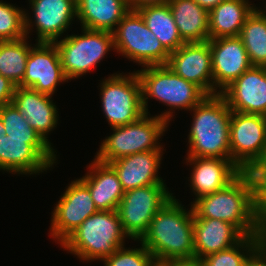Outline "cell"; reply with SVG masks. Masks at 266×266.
<instances>
[{
	"label": "cell",
	"mask_w": 266,
	"mask_h": 266,
	"mask_svg": "<svg viewBox=\"0 0 266 266\" xmlns=\"http://www.w3.org/2000/svg\"><path fill=\"white\" fill-rule=\"evenodd\" d=\"M173 196L155 214L148 230L138 240L148 249L156 263L195 260L193 210Z\"/></svg>",
	"instance_id": "cell-1"
},
{
	"label": "cell",
	"mask_w": 266,
	"mask_h": 266,
	"mask_svg": "<svg viewBox=\"0 0 266 266\" xmlns=\"http://www.w3.org/2000/svg\"><path fill=\"white\" fill-rule=\"evenodd\" d=\"M187 157L231 159L232 111L221 94L207 95L192 110Z\"/></svg>",
	"instance_id": "cell-2"
},
{
	"label": "cell",
	"mask_w": 266,
	"mask_h": 266,
	"mask_svg": "<svg viewBox=\"0 0 266 266\" xmlns=\"http://www.w3.org/2000/svg\"><path fill=\"white\" fill-rule=\"evenodd\" d=\"M193 218H212L234 225L244 236H255L257 209L252 185L242 171L225 188L191 202Z\"/></svg>",
	"instance_id": "cell-3"
},
{
	"label": "cell",
	"mask_w": 266,
	"mask_h": 266,
	"mask_svg": "<svg viewBox=\"0 0 266 266\" xmlns=\"http://www.w3.org/2000/svg\"><path fill=\"white\" fill-rule=\"evenodd\" d=\"M136 73L141 83L144 112L150 113L148 99H156L170 107L169 111L156 115L168 124L175 116L174 109L190 111L207 96L199 86L177 75L168 65L147 66L137 70Z\"/></svg>",
	"instance_id": "cell-4"
},
{
	"label": "cell",
	"mask_w": 266,
	"mask_h": 266,
	"mask_svg": "<svg viewBox=\"0 0 266 266\" xmlns=\"http://www.w3.org/2000/svg\"><path fill=\"white\" fill-rule=\"evenodd\" d=\"M130 238L123 231L117 210L98 211L86 218L61 244L84 261H103Z\"/></svg>",
	"instance_id": "cell-5"
},
{
	"label": "cell",
	"mask_w": 266,
	"mask_h": 266,
	"mask_svg": "<svg viewBox=\"0 0 266 266\" xmlns=\"http://www.w3.org/2000/svg\"><path fill=\"white\" fill-rule=\"evenodd\" d=\"M169 124L159 116L145 113L135 122L113 127V133L103 139L94 156L97 160L109 163L135 153L164 150L159 142Z\"/></svg>",
	"instance_id": "cell-6"
},
{
	"label": "cell",
	"mask_w": 266,
	"mask_h": 266,
	"mask_svg": "<svg viewBox=\"0 0 266 266\" xmlns=\"http://www.w3.org/2000/svg\"><path fill=\"white\" fill-rule=\"evenodd\" d=\"M112 33L114 50L142 68L167 65L170 53L148 29L137 10H130Z\"/></svg>",
	"instance_id": "cell-7"
},
{
	"label": "cell",
	"mask_w": 266,
	"mask_h": 266,
	"mask_svg": "<svg viewBox=\"0 0 266 266\" xmlns=\"http://www.w3.org/2000/svg\"><path fill=\"white\" fill-rule=\"evenodd\" d=\"M82 34L67 35L55 41L63 72L68 80L79 78L97 67L114 50L113 33L81 28Z\"/></svg>",
	"instance_id": "cell-8"
},
{
	"label": "cell",
	"mask_w": 266,
	"mask_h": 266,
	"mask_svg": "<svg viewBox=\"0 0 266 266\" xmlns=\"http://www.w3.org/2000/svg\"><path fill=\"white\" fill-rule=\"evenodd\" d=\"M100 87L102 111L111 128L135 122L145 114L136 71L110 74L103 79Z\"/></svg>",
	"instance_id": "cell-9"
},
{
	"label": "cell",
	"mask_w": 266,
	"mask_h": 266,
	"mask_svg": "<svg viewBox=\"0 0 266 266\" xmlns=\"http://www.w3.org/2000/svg\"><path fill=\"white\" fill-rule=\"evenodd\" d=\"M166 184H152L124 193L117 212L123 231L138 241L148 230L155 214L173 197Z\"/></svg>",
	"instance_id": "cell-10"
},
{
	"label": "cell",
	"mask_w": 266,
	"mask_h": 266,
	"mask_svg": "<svg viewBox=\"0 0 266 266\" xmlns=\"http://www.w3.org/2000/svg\"><path fill=\"white\" fill-rule=\"evenodd\" d=\"M55 152L44 139H17L6 135L0 139V171L39 175L57 163Z\"/></svg>",
	"instance_id": "cell-11"
},
{
	"label": "cell",
	"mask_w": 266,
	"mask_h": 266,
	"mask_svg": "<svg viewBox=\"0 0 266 266\" xmlns=\"http://www.w3.org/2000/svg\"><path fill=\"white\" fill-rule=\"evenodd\" d=\"M55 205L49 233L58 244H61L86 218L98 212L88 186L81 179L71 181Z\"/></svg>",
	"instance_id": "cell-12"
},
{
	"label": "cell",
	"mask_w": 266,
	"mask_h": 266,
	"mask_svg": "<svg viewBox=\"0 0 266 266\" xmlns=\"http://www.w3.org/2000/svg\"><path fill=\"white\" fill-rule=\"evenodd\" d=\"M266 149V117L233 112L230 120L231 160L245 171Z\"/></svg>",
	"instance_id": "cell-13"
},
{
	"label": "cell",
	"mask_w": 266,
	"mask_h": 266,
	"mask_svg": "<svg viewBox=\"0 0 266 266\" xmlns=\"http://www.w3.org/2000/svg\"><path fill=\"white\" fill-rule=\"evenodd\" d=\"M33 16L25 11V32L34 29L37 32V42L54 43L58 41L72 21L77 18L76 0H28ZM33 18V20H32Z\"/></svg>",
	"instance_id": "cell-14"
},
{
	"label": "cell",
	"mask_w": 266,
	"mask_h": 266,
	"mask_svg": "<svg viewBox=\"0 0 266 266\" xmlns=\"http://www.w3.org/2000/svg\"><path fill=\"white\" fill-rule=\"evenodd\" d=\"M33 45L20 86L53 96L59 84L68 82L58 48L55 43L36 42Z\"/></svg>",
	"instance_id": "cell-15"
},
{
	"label": "cell",
	"mask_w": 266,
	"mask_h": 266,
	"mask_svg": "<svg viewBox=\"0 0 266 266\" xmlns=\"http://www.w3.org/2000/svg\"><path fill=\"white\" fill-rule=\"evenodd\" d=\"M214 82V95L220 94L253 65L239 36L208 40Z\"/></svg>",
	"instance_id": "cell-16"
},
{
	"label": "cell",
	"mask_w": 266,
	"mask_h": 266,
	"mask_svg": "<svg viewBox=\"0 0 266 266\" xmlns=\"http://www.w3.org/2000/svg\"><path fill=\"white\" fill-rule=\"evenodd\" d=\"M167 65L177 75L214 95V82L209 42L184 43L170 53Z\"/></svg>",
	"instance_id": "cell-17"
},
{
	"label": "cell",
	"mask_w": 266,
	"mask_h": 266,
	"mask_svg": "<svg viewBox=\"0 0 266 266\" xmlns=\"http://www.w3.org/2000/svg\"><path fill=\"white\" fill-rule=\"evenodd\" d=\"M220 94L231 111L266 117V67L252 66Z\"/></svg>",
	"instance_id": "cell-18"
},
{
	"label": "cell",
	"mask_w": 266,
	"mask_h": 266,
	"mask_svg": "<svg viewBox=\"0 0 266 266\" xmlns=\"http://www.w3.org/2000/svg\"><path fill=\"white\" fill-rule=\"evenodd\" d=\"M191 167L189 186L195 200L217 192L231 183L242 170L231 159L186 157Z\"/></svg>",
	"instance_id": "cell-19"
},
{
	"label": "cell",
	"mask_w": 266,
	"mask_h": 266,
	"mask_svg": "<svg viewBox=\"0 0 266 266\" xmlns=\"http://www.w3.org/2000/svg\"><path fill=\"white\" fill-rule=\"evenodd\" d=\"M11 103L25 116L31 127L52 146L47 136L56 128L59 120L58 108L52 100V95L18 86Z\"/></svg>",
	"instance_id": "cell-20"
},
{
	"label": "cell",
	"mask_w": 266,
	"mask_h": 266,
	"mask_svg": "<svg viewBox=\"0 0 266 266\" xmlns=\"http://www.w3.org/2000/svg\"><path fill=\"white\" fill-rule=\"evenodd\" d=\"M163 150L135 153L109 164L116 171L123 190L141 188L152 184H166L158 175Z\"/></svg>",
	"instance_id": "cell-21"
},
{
	"label": "cell",
	"mask_w": 266,
	"mask_h": 266,
	"mask_svg": "<svg viewBox=\"0 0 266 266\" xmlns=\"http://www.w3.org/2000/svg\"><path fill=\"white\" fill-rule=\"evenodd\" d=\"M195 260L236 245L244 235L231 223L212 218H193Z\"/></svg>",
	"instance_id": "cell-22"
},
{
	"label": "cell",
	"mask_w": 266,
	"mask_h": 266,
	"mask_svg": "<svg viewBox=\"0 0 266 266\" xmlns=\"http://www.w3.org/2000/svg\"><path fill=\"white\" fill-rule=\"evenodd\" d=\"M88 172L80 179L88 186L98 211L117 210L125 191L118 175L109 163L94 158Z\"/></svg>",
	"instance_id": "cell-23"
},
{
	"label": "cell",
	"mask_w": 266,
	"mask_h": 266,
	"mask_svg": "<svg viewBox=\"0 0 266 266\" xmlns=\"http://www.w3.org/2000/svg\"><path fill=\"white\" fill-rule=\"evenodd\" d=\"M130 11L126 0H76L81 28L113 32Z\"/></svg>",
	"instance_id": "cell-24"
},
{
	"label": "cell",
	"mask_w": 266,
	"mask_h": 266,
	"mask_svg": "<svg viewBox=\"0 0 266 266\" xmlns=\"http://www.w3.org/2000/svg\"><path fill=\"white\" fill-rule=\"evenodd\" d=\"M256 8L249 0H224L209 11V39L239 36Z\"/></svg>",
	"instance_id": "cell-25"
},
{
	"label": "cell",
	"mask_w": 266,
	"mask_h": 266,
	"mask_svg": "<svg viewBox=\"0 0 266 266\" xmlns=\"http://www.w3.org/2000/svg\"><path fill=\"white\" fill-rule=\"evenodd\" d=\"M168 4L185 43L209 40V11L195 0H170Z\"/></svg>",
	"instance_id": "cell-26"
},
{
	"label": "cell",
	"mask_w": 266,
	"mask_h": 266,
	"mask_svg": "<svg viewBox=\"0 0 266 266\" xmlns=\"http://www.w3.org/2000/svg\"><path fill=\"white\" fill-rule=\"evenodd\" d=\"M137 11L143 17L148 29L169 53L185 43L179 34L169 4L147 5Z\"/></svg>",
	"instance_id": "cell-27"
},
{
	"label": "cell",
	"mask_w": 266,
	"mask_h": 266,
	"mask_svg": "<svg viewBox=\"0 0 266 266\" xmlns=\"http://www.w3.org/2000/svg\"><path fill=\"white\" fill-rule=\"evenodd\" d=\"M28 37L13 41H0V75L16 87L23 81L30 49Z\"/></svg>",
	"instance_id": "cell-28"
},
{
	"label": "cell",
	"mask_w": 266,
	"mask_h": 266,
	"mask_svg": "<svg viewBox=\"0 0 266 266\" xmlns=\"http://www.w3.org/2000/svg\"><path fill=\"white\" fill-rule=\"evenodd\" d=\"M239 37L251 64L266 67V15L258 7L246 19Z\"/></svg>",
	"instance_id": "cell-29"
},
{
	"label": "cell",
	"mask_w": 266,
	"mask_h": 266,
	"mask_svg": "<svg viewBox=\"0 0 266 266\" xmlns=\"http://www.w3.org/2000/svg\"><path fill=\"white\" fill-rule=\"evenodd\" d=\"M259 254L255 236H244L236 245L203 257V266H249Z\"/></svg>",
	"instance_id": "cell-30"
},
{
	"label": "cell",
	"mask_w": 266,
	"mask_h": 266,
	"mask_svg": "<svg viewBox=\"0 0 266 266\" xmlns=\"http://www.w3.org/2000/svg\"><path fill=\"white\" fill-rule=\"evenodd\" d=\"M25 10L0 1V41H13L26 37Z\"/></svg>",
	"instance_id": "cell-31"
},
{
	"label": "cell",
	"mask_w": 266,
	"mask_h": 266,
	"mask_svg": "<svg viewBox=\"0 0 266 266\" xmlns=\"http://www.w3.org/2000/svg\"><path fill=\"white\" fill-rule=\"evenodd\" d=\"M0 117L9 138L43 139L12 103L0 108Z\"/></svg>",
	"instance_id": "cell-32"
},
{
	"label": "cell",
	"mask_w": 266,
	"mask_h": 266,
	"mask_svg": "<svg viewBox=\"0 0 266 266\" xmlns=\"http://www.w3.org/2000/svg\"><path fill=\"white\" fill-rule=\"evenodd\" d=\"M102 262L104 266H156L152 253L141 243L139 248H118Z\"/></svg>",
	"instance_id": "cell-33"
},
{
	"label": "cell",
	"mask_w": 266,
	"mask_h": 266,
	"mask_svg": "<svg viewBox=\"0 0 266 266\" xmlns=\"http://www.w3.org/2000/svg\"><path fill=\"white\" fill-rule=\"evenodd\" d=\"M244 172L251 181L253 202L258 210L266 203V167H248Z\"/></svg>",
	"instance_id": "cell-34"
},
{
	"label": "cell",
	"mask_w": 266,
	"mask_h": 266,
	"mask_svg": "<svg viewBox=\"0 0 266 266\" xmlns=\"http://www.w3.org/2000/svg\"><path fill=\"white\" fill-rule=\"evenodd\" d=\"M258 251L266 255V203L257 210L256 235Z\"/></svg>",
	"instance_id": "cell-35"
},
{
	"label": "cell",
	"mask_w": 266,
	"mask_h": 266,
	"mask_svg": "<svg viewBox=\"0 0 266 266\" xmlns=\"http://www.w3.org/2000/svg\"><path fill=\"white\" fill-rule=\"evenodd\" d=\"M15 88L12 82L0 75V108L11 103Z\"/></svg>",
	"instance_id": "cell-36"
},
{
	"label": "cell",
	"mask_w": 266,
	"mask_h": 266,
	"mask_svg": "<svg viewBox=\"0 0 266 266\" xmlns=\"http://www.w3.org/2000/svg\"><path fill=\"white\" fill-rule=\"evenodd\" d=\"M130 10H137L147 5L168 4L170 0H126Z\"/></svg>",
	"instance_id": "cell-37"
},
{
	"label": "cell",
	"mask_w": 266,
	"mask_h": 266,
	"mask_svg": "<svg viewBox=\"0 0 266 266\" xmlns=\"http://www.w3.org/2000/svg\"><path fill=\"white\" fill-rule=\"evenodd\" d=\"M156 266H203V264L200 260H181L156 263Z\"/></svg>",
	"instance_id": "cell-38"
},
{
	"label": "cell",
	"mask_w": 266,
	"mask_h": 266,
	"mask_svg": "<svg viewBox=\"0 0 266 266\" xmlns=\"http://www.w3.org/2000/svg\"><path fill=\"white\" fill-rule=\"evenodd\" d=\"M202 8L207 11L212 10L215 6L223 2L224 0H195Z\"/></svg>",
	"instance_id": "cell-39"
},
{
	"label": "cell",
	"mask_w": 266,
	"mask_h": 266,
	"mask_svg": "<svg viewBox=\"0 0 266 266\" xmlns=\"http://www.w3.org/2000/svg\"><path fill=\"white\" fill-rule=\"evenodd\" d=\"M249 266H266V255L259 253Z\"/></svg>",
	"instance_id": "cell-40"
},
{
	"label": "cell",
	"mask_w": 266,
	"mask_h": 266,
	"mask_svg": "<svg viewBox=\"0 0 266 266\" xmlns=\"http://www.w3.org/2000/svg\"><path fill=\"white\" fill-rule=\"evenodd\" d=\"M249 167H266V149L262 157L259 160L253 162Z\"/></svg>",
	"instance_id": "cell-41"
},
{
	"label": "cell",
	"mask_w": 266,
	"mask_h": 266,
	"mask_svg": "<svg viewBox=\"0 0 266 266\" xmlns=\"http://www.w3.org/2000/svg\"><path fill=\"white\" fill-rule=\"evenodd\" d=\"M5 136H6V134H5V128H4V125H3L2 120H1V117H0V139L2 137H5Z\"/></svg>",
	"instance_id": "cell-42"
},
{
	"label": "cell",
	"mask_w": 266,
	"mask_h": 266,
	"mask_svg": "<svg viewBox=\"0 0 266 266\" xmlns=\"http://www.w3.org/2000/svg\"><path fill=\"white\" fill-rule=\"evenodd\" d=\"M265 8H266V4H265ZM264 15H266V9L264 10V9H259Z\"/></svg>",
	"instance_id": "cell-43"
}]
</instances>
